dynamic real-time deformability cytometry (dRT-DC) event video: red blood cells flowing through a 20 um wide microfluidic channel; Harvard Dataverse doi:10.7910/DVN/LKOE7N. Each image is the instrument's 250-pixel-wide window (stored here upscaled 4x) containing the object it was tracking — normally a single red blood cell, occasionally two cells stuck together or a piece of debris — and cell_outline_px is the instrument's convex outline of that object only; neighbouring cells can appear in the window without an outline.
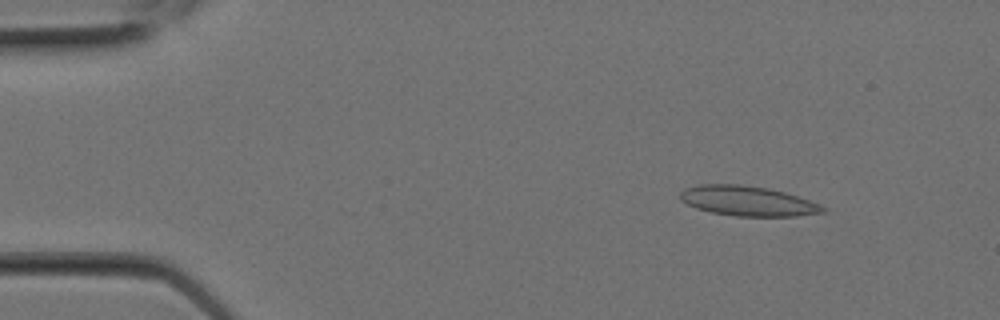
{"species": "Egyptian fruit bat (a non-hibernating species)", "species_latin": "Rousettus aegyptiacus", "temperature_condition": "room temperature", "stored_images_in_passage": 2, "camera_frame_rate_fps": 3000, "um_per_image_px": 0.085, "animal": {"sex": "female"}, "frame": {"image": 1, "passage_image": 1, "time_ms": 0.0, "image_size_px": [1000, 320], "cell_outline_px": [[828, 212], [796, 216], [736, 216], [712, 212], [696, 208], [680, 200], [680, 192], [684, 188], [700, 184], [740, 184], [768, 188], [784, 192], [820, 204], [828, 208]], "centroid_in_image_um": [63.57, 17.08], "position_along_channel_um": 21.4, "area_um2": 24.91}}
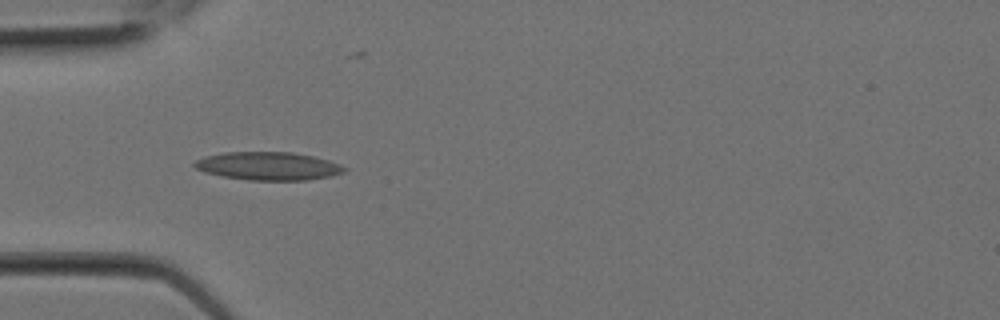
{"frame": {"image": 2, "passage_image": 2, "time_ms": 0.333, "image_size_px": [1000, 320], "cell_outline_px": [[348, 168], [344, 172], [328, 176], [308, 180], [248, 180], [224, 176], [204, 172], [196, 168], [192, 164], [196, 160], [204, 156], [224, 152], [292, 152], [312, 156], [328, 160], [340, 164]], "centroid_in_image_um": [22.79, 14.11], "position_along_channel_um": 62.2, "area_um2": 24.51}}